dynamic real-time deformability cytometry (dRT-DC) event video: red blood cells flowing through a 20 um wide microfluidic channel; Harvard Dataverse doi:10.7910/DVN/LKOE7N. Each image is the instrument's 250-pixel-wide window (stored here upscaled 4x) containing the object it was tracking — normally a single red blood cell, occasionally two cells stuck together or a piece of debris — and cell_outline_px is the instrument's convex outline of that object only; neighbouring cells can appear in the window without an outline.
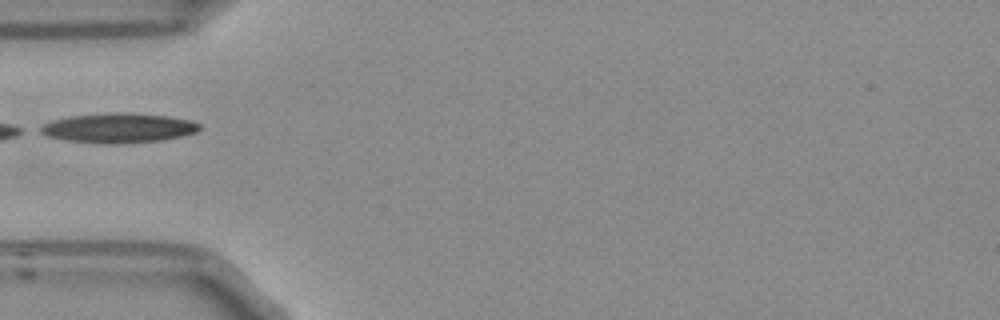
{"species": "Egyptian fruit bat (a non-hibernating species)", "species_latin": "Rousettus aegyptiacus", "temperature_condition": "room temperature", "stored_images_in_passage": 2, "camera_frame_rate_fps": 3000, "um_per_image_px": 0.085, "frame": {"image": 1, "passage_image": 1, "time_ms": 0.0, "image_size_px": [1000, 320], "cell_outline_px": [[204, 128], [196, 132], [180, 136], [160, 140], [116, 144], [108, 144], [68, 140], [48, 136], [40, 132], [36, 128], [52, 120], [68, 116], [116, 112], [124, 112], [168, 116], [192, 120], [200, 124]], "centroid_in_image_um": [10.08, 10.87], "position_along_channel_um": 74.9, "area_um2": 27.51}}